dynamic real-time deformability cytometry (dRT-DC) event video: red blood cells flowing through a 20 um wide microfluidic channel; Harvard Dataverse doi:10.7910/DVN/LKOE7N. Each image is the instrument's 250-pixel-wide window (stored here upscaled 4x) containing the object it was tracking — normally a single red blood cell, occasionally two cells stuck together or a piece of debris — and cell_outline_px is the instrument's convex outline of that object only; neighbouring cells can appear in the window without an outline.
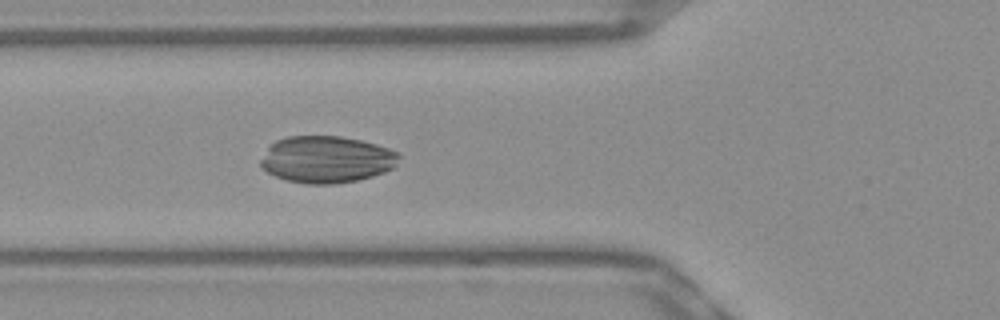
{"species": "Egyptian fruit bat (a non-hibernating species)", "species_latin": "Rousettus aegyptiacus", "temperature_condition": "warm", "stored_images_in_passage": 40, "camera_frame_rate_fps": 3000, "um_per_image_px": 0.085, "frame": {"image": 1, "passage_image": 7, "time_ms": 2.0, "image_size_px": [1000, 320], "cell_outline_px": [[400, 156], [396, 164], [392, 168], [384, 172], [372, 176], [356, 180], [332, 184], [308, 184], [288, 180], [276, 176], [268, 172], [260, 164], [260, 160], [268, 148], [276, 140], [288, 136], [340, 136], [360, 140], [376, 144], [400, 152]], "centroid_in_image_um": [27.77, 13.54], "position_along_channel_um": 98.0, "area_um2": 37.57}}
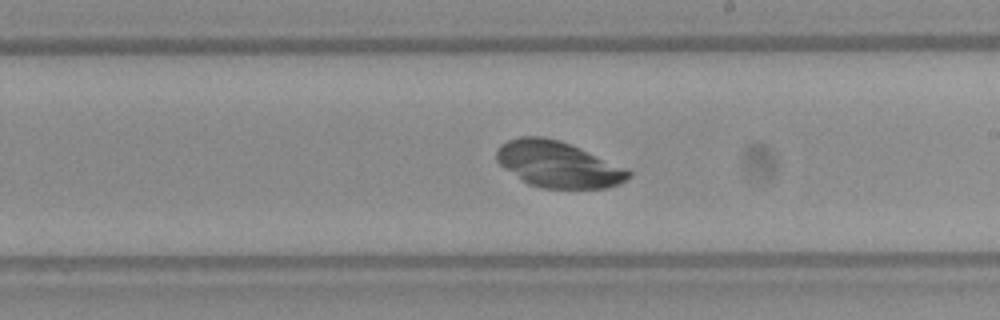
{"frame": {"image": 2, "passage_image": 18, "time_ms": 5.667, "image_size_px": [1000, 320], "cell_outline_px": [[632, 176], [620, 184], [608, 188], [540, 188], [528, 184], [504, 168], [496, 160], [496, 148], [500, 144], [508, 140], [520, 136], [544, 136], [560, 140], [628, 168], [632, 172]], "centroid_in_image_um": [47.44, 13.97], "position_along_channel_um": 241.6, "area_um2": 35.72}}
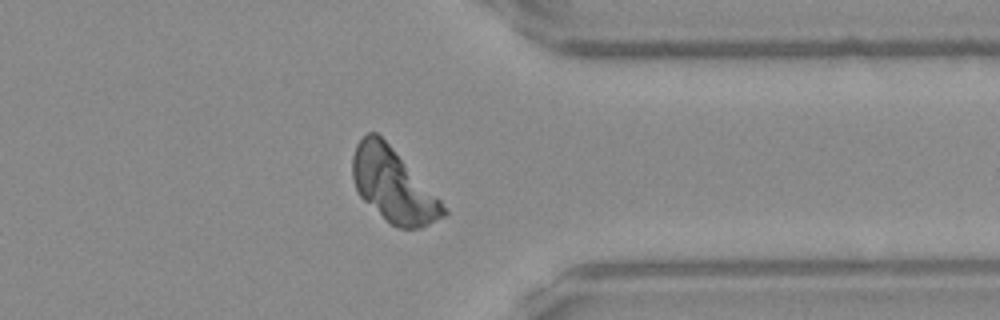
{"frame": {"image": 3, "passage_image": 29, "time_ms": 9.333, "image_size_px": [1000, 320], "cell_outline_px": [[448, 212], [444, 216], [420, 228], [400, 228], [392, 224], [364, 200], [360, 196], [356, 188], [352, 176], [352, 156], [356, 144], [368, 132], [376, 132], [392, 148], [440, 200]], "centroid_in_image_um": [33.39, 15.75], "position_along_channel_um": 378.0, "area_um2": 37.74}}